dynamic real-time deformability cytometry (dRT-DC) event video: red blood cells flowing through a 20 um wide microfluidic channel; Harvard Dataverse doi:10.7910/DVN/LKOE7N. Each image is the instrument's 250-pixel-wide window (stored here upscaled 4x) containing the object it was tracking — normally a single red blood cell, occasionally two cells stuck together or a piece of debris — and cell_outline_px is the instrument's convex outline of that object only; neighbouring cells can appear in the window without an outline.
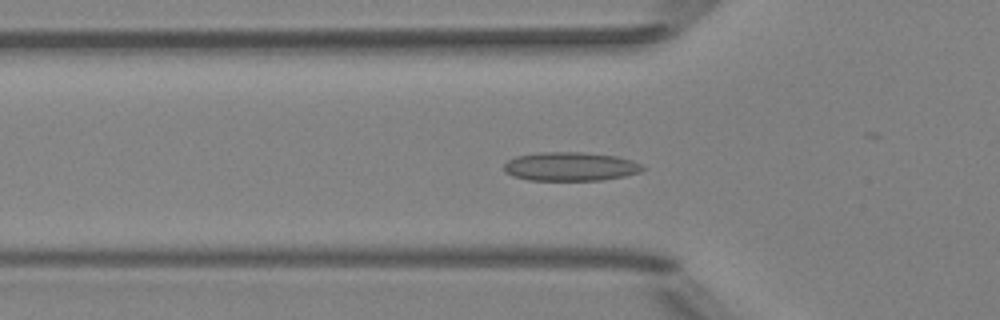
{"species": "Egyptian fruit bat (a non-hibernating species)", "species_latin": "Rousettus aegyptiacus", "temperature_condition": "room temperature", "stored_images_in_passage": 53, "camera_frame_rate_fps": 3000, "um_per_image_px": 0.085, "animal": {"sex": "female"}, "frame": {"image": 1, "passage_image": 18, "time_ms": 5.667, "image_size_px": [1000, 320], "cell_outline_px": [[644, 168], [640, 172], [624, 176], [600, 180], [528, 180], [512, 176], [504, 172], [504, 164], [508, 160], [516, 156], [540, 152], [580, 152], [616, 156], [632, 160], [640, 164]], "centroid_in_image_um": [48.44, 14.15], "position_along_channel_um": 77.4, "area_um2": 23.24}}
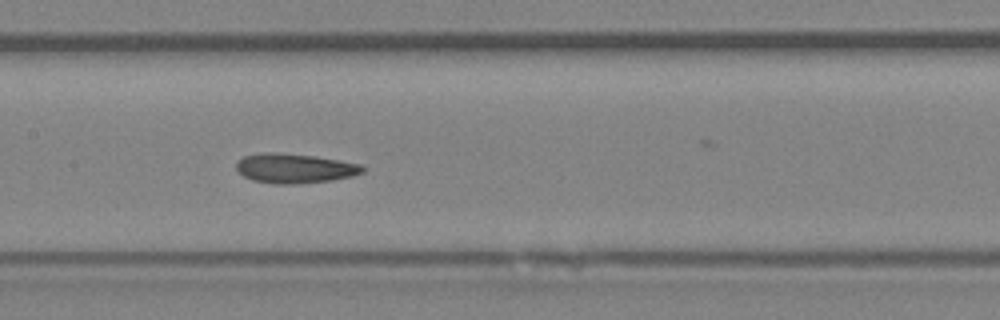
{"frame": {"image": 2, "passage_image": 26, "time_ms": 8.333, "image_size_px": [1000, 320], "cell_outline_px": [[364, 172], [352, 176], [332, 180], [296, 184], [272, 184], [252, 180], [244, 176], [236, 168], [236, 160], [244, 156], [260, 152], [280, 152], [316, 156], [360, 164], [364, 168]], "centroid_in_image_um": [25.01, 14.3], "position_along_channel_um": 182.4, "area_um2": 21.96}}
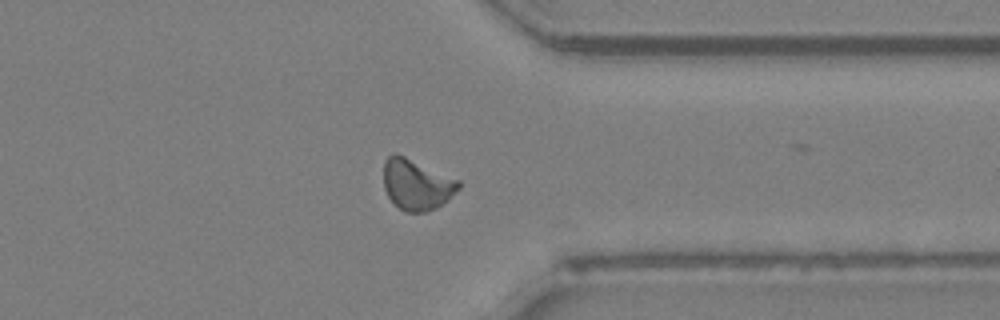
{"frame": {"image": 3, "passage_image": 41, "time_ms": 13.333, "image_size_px": [1000, 320], "cell_outline_px": [[460, 188], [448, 200], [436, 208], [428, 212], [404, 212], [388, 196], [384, 188], [384, 160], [392, 152], [396, 152], [460, 180]], "centroid_in_image_um": [35.42, 15.67], "position_along_channel_um": 376.0, "area_um2": 22.37}, "authors_computed_cell_mechanics": {"area_um2": 21.675, "velocity_mm_per_s": 3.943, "shape_relaxation_time_tau1_ms": null, "shape_relaxation_time_tau2_ms": 4.1485, "deformation_change_tau1": null, "deformation_change_tau2": 0.1067}}